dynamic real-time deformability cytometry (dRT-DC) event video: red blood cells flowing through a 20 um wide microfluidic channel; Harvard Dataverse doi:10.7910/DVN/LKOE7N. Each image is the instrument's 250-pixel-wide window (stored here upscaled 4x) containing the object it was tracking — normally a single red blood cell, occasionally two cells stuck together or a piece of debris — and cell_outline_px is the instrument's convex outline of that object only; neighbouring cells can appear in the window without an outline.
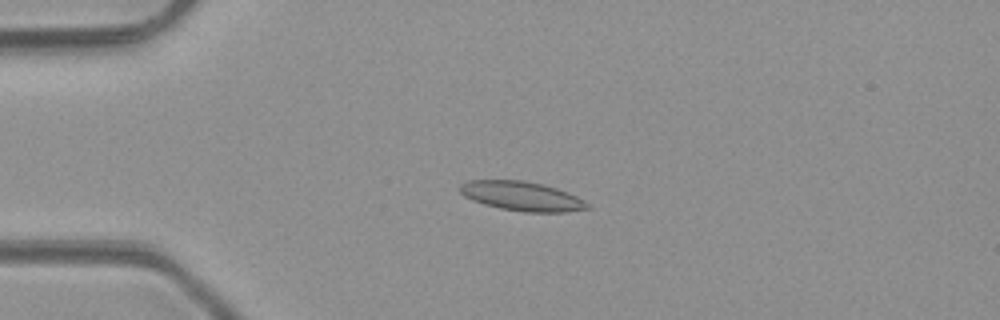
{"species": "common noctule bat (a hibernating species)", "species_latin": "Nyctalus noctula", "temperature_condition": "room temperature", "stored_images_in_passage": 6, "camera_frame_rate_fps": 3000, "um_per_image_px": 0.085, "animal": {"sex": "male", "body_mass_g": 23.1, "forearm_length_mm": 52.7}, "frame": {"image": 1, "passage_image": 3, "time_ms": 2.333, "image_size_px": [1000, 320], "cell_outline_px": [[592, 208], [564, 212], [524, 212], [500, 208], [484, 204], [472, 200], [464, 196], [460, 192], [460, 184], [468, 180], [524, 180], [544, 184], [568, 192], [592, 204]], "centroid_in_image_um": [44.39, 16.67], "position_along_channel_um": 40.6, "area_um2": 21.96}}
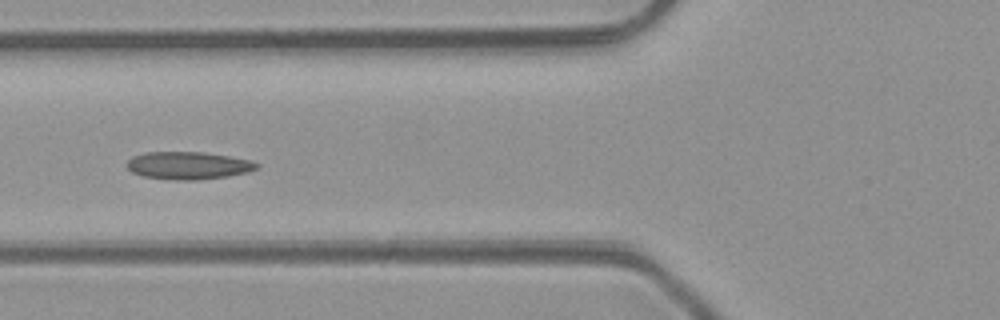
{"frame": {"image": 2, "passage_image": 5, "time_ms": 4.667, "image_size_px": [1000, 320], "cell_outline_px": [[260, 164], [256, 168], [248, 172], [228, 176], [200, 180], [172, 180], [144, 176], [132, 172], [128, 168], [128, 160], [132, 156], [144, 152], [204, 152], [252, 160]], "centroid_in_image_um": [16.01, 14.07], "position_along_channel_um": 109.8, "area_um2": 20.92}}
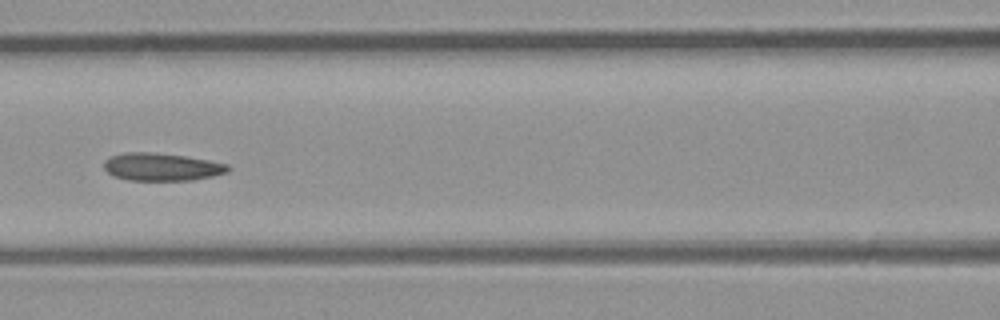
{"frame": {"image": 3, "passage_image": 6, "time_ms": 5.667, "image_size_px": [1000, 320], "cell_outline_px": [[232, 168], [228, 172], [212, 176], [192, 180], [128, 180], [112, 176], [104, 168], [104, 160], [112, 156], [128, 152], [152, 152], [184, 156], [208, 160], [228, 164]], "centroid_in_image_um": [13.75, 14.19], "position_along_channel_um": 152.8, "area_um2": 20.0}}